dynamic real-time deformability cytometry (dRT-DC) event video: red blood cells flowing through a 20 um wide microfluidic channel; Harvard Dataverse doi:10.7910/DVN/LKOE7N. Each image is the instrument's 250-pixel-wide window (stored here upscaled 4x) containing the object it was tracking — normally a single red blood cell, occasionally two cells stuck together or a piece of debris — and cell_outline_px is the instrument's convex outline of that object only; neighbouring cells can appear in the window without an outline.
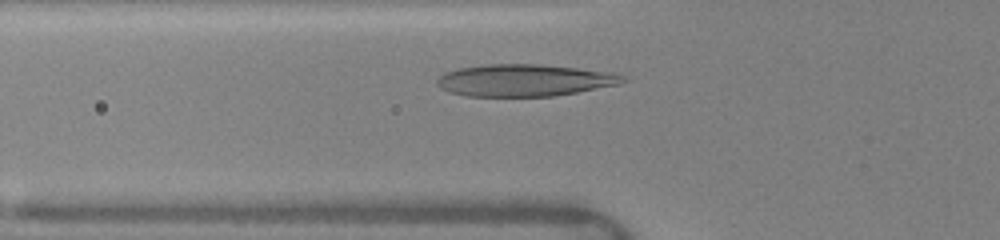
{"species": "human", "species_latin": "Homo sapiens", "temperature_condition": "warm", "stored_images_in_passage": 15, "camera_frame_rate_fps": 3000, "um_per_image_px": 0.085, "donor": {"sex": "female"}, "frame": {"image": 1, "passage_image": 2, "time_ms": 0.333, "image_size_px": [1000, 240], "cell_outline_px": [[628, 80], [620, 84], [556, 96], [464, 96], [448, 92], [440, 88], [436, 84], [436, 80], [444, 72], [460, 68], [484, 64], [536, 64], [620, 72]], "centroid_in_image_um": [44.61, 6.82], "position_along_channel_um": 81.2, "area_um2": 35.08}}
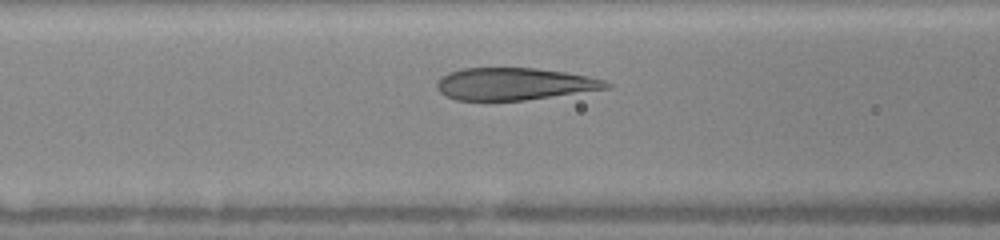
{"frame": {"image": 2, "passage_image": 9, "time_ms": 1.333, "image_size_px": [1000, 240], "cell_outline_px": [[612, 88], [524, 100], [456, 100], [440, 92], [436, 88], [436, 84], [448, 72], [464, 68], [536, 68], [564, 72], [588, 76], [604, 80], [612, 84]], "centroid_in_image_um": [43.75, 7.13], "position_along_channel_um": 122.9, "area_um2": 31.62}}